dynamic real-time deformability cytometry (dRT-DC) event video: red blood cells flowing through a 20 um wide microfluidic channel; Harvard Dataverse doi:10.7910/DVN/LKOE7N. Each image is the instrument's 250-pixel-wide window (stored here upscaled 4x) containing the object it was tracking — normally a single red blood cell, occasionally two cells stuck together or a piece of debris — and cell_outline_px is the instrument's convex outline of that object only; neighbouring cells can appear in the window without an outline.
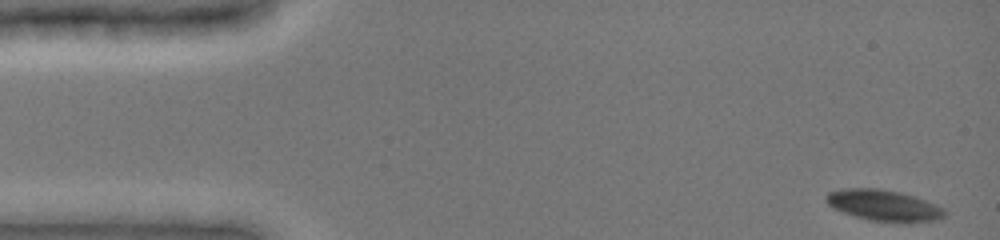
{"species": "common noctule bat (a hibernating species)", "species_latin": "Nyctalus noctula", "temperature_condition": "cold", "stored_images_in_passage": 45, "camera_frame_rate_fps": 3000, "um_per_image_px": 0.085, "animal": {"sex": "female", "body_mass_g": 19.0, "forearm_length_mm": 51.5}, "frame": {"image": 1, "passage_image": 1, "time_ms": 0.0, "image_size_px": [1000, 240], "cell_outline_px": [[948, 212], [940, 220], [868, 220], [844, 212], [828, 204], [824, 200], [824, 196], [828, 192], [840, 188], [876, 188], [900, 192], [924, 200], [944, 208]], "centroid_in_image_um": [75.06, 17.41], "position_along_channel_um": 9.9, "area_um2": 20.81}}
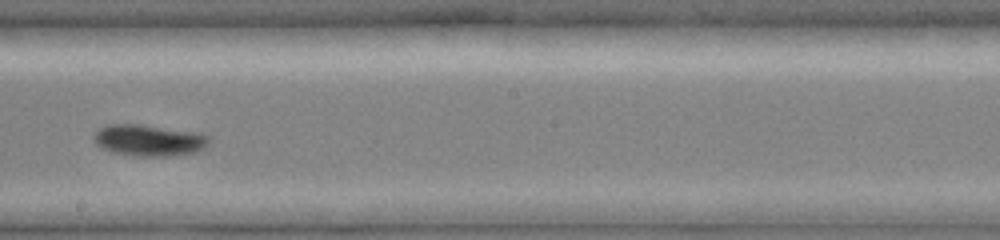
{"frame": {"image": 2, "passage_image": 27, "time_ms": 8.667, "image_size_px": [1000, 240], "cell_outline_px": [[208, 144], [196, 152], [168, 156], [136, 156], [112, 152], [96, 144], [92, 136], [100, 128], [108, 124], [140, 124], [200, 132], [208, 136]], "centroid_in_image_um": [12.65, 11.91], "position_along_channel_um": 235.5, "area_um2": 21.1}}
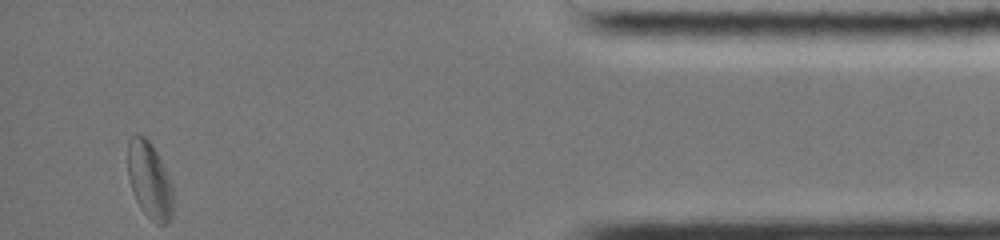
{"frame": {"image": 3, "passage_image": 45, "time_ms": 14.667, "image_size_px": [1000, 240], "cell_outline_px": [[172, 216], [168, 224], [156, 224], [140, 208], [132, 192], [128, 180], [128, 140], [132, 136], [144, 136], [152, 144], [172, 180]], "centroid_in_image_um": [12.72, 15.34], "position_along_channel_um": 422.5, "area_um2": 20.4}, "authors_computed_cell_mechanics": {"area_um2": 21.0392, "velocity_mm_per_s": 3.8989, "shape_relaxation_time_tau1_ms": 3.2949, "shape_relaxation_time_tau2_ms": null, "deformation_change_tau1": 0.0781, "deformation_change_tau2": null}}